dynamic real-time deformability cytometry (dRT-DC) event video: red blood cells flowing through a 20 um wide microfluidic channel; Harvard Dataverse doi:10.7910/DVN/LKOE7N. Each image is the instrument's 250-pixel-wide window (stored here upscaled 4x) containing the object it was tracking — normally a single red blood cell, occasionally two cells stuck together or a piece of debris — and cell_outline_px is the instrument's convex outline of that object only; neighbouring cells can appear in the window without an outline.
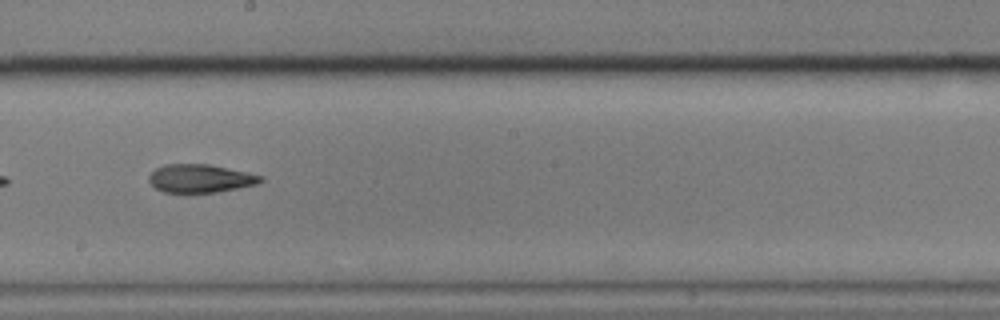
{"species": "common noctule bat (a hibernating species)", "species_latin": "Nyctalus noctula", "temperature_condition": "cold", "stored_images_in_passage": 36, "camera_frame_rate_fps": 3000, "um_per_image_px": 0.085, "animal": {"sex": "male", "body_mass_g": 17.9}, "frame": {"image": 1, "passage_image": 16, "time_ms": 5.0, "image_size_px": [1000, 320], "cell_outline_px": [[264, 180], [256, 184], [216, 192], [164, 192], [156, 188], [148, 180], [148, 176], [156, 168], [164, 164], [208, 164], [264, 176]], "centroid_in_image_um": [17.01, 15.16], "position_along_channel_um": 231.2, "area_um2": 18.15}, "authors_computed_cell_mechanics": {"area_um2": 19.1607, "velocity_mm_per_s": 3.5394, "shape_relaxation_time_tau1_ms": 6.5339, "shape_relaxation_time_tau2_ms": 4.9879, "deformation_change_tau1": 0.1871, "deformation_change_tau2": 0.1505}}